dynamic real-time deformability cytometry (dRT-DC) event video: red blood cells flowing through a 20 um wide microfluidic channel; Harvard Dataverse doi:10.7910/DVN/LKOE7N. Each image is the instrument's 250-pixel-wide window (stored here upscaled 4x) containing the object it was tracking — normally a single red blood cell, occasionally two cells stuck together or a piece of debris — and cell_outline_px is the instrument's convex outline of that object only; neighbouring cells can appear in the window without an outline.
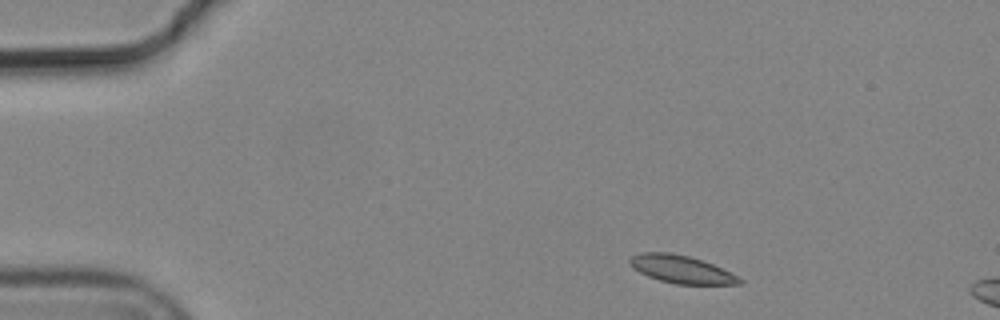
{"species": "common noctule bat (a hibernating species)", "species_latin": "Nyctalus noctula", "temperature_condition": "cold", "stored_images_in_passage": 3, "camera_frame_rate_fps": 3000, "um_per_image_px": 0.085, "animal": {"sex": "male", "body_mass_g": 19.2, "forearm_length_mm": 51.8}, "frame": {"image": 1, "passage_image": 1, "time_ms": 0.0, "image_size_px": [1000, 320], "cell_outline_px": [[744, 284], [676, 284], [660, 280], [648, 276], [640, 272], [628, 260], [632, 256], [640, 252], [668, 252], [688, 256], [712, 264], [744, 280]], "centroid_in_image_um": [57.91, 22.89], "position_along_channel_um": 27.1, "area_um2": 17.34}}